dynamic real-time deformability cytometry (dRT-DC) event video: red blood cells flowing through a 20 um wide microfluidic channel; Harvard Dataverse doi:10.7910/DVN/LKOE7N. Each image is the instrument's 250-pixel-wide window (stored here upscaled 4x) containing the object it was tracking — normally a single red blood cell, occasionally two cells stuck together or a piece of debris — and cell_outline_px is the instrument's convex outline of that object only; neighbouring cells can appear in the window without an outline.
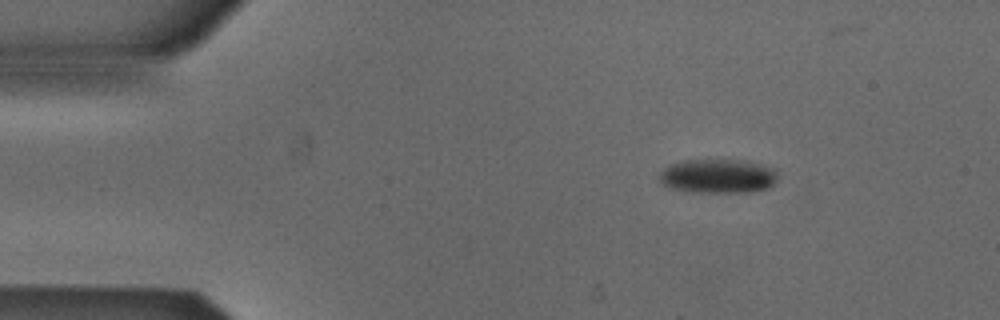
{"species": "Egyptian fruit bat (a non-hibernating species)", "species_latin": "Rousettus aegyptiacus", "temperature_condition": "cold", "stored_images_in_passage": 3, "camera_frame_rate_fps": 3000, "um_per_image_px": 0.085, "animal": {"sex": "male"}, "frame": {"image": 1, "passage_image": 1, "time_ms": 0.0, "image_size_px": [1000, 320], "cell_outline_px": [[776, 184], [768, 188], [752, 192], [684, 192], [668, 188], [660, 180], [660, 172], [664, 168], [672, 164], [688, 160], [748, 160], [776, 168]], "centroid_in_image_um": [61.07, 14.98], "position_along_channel_um": 23.9, "area_um2": 23.87}}